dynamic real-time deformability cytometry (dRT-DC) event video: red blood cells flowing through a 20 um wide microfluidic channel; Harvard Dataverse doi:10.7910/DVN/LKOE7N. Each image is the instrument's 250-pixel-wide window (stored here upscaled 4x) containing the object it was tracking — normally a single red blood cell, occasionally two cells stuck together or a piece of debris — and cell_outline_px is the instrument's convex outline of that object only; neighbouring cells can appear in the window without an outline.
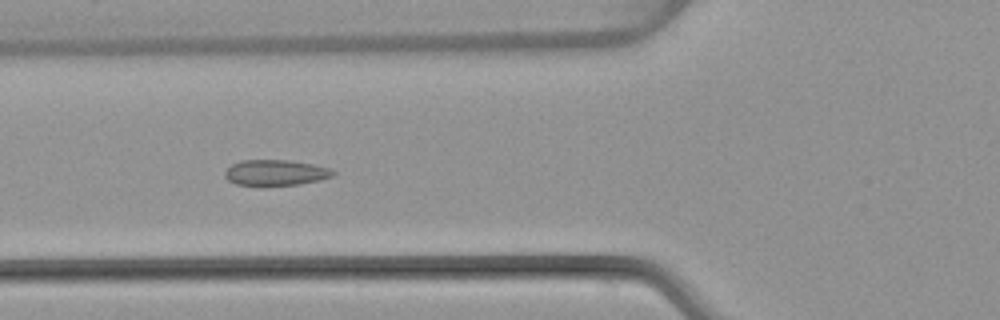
{"species": "common noctule bat (a hibernating species)", "species_latin": "Nyctalus noctula", "temperature_condition": "warm", "stored_images_in_passage": 38, "camera_frame_rate_fps": 3000, "um_per_image_px": 0.085, "animal": {"sex": "female", "body_mass_g": 22.7, "forearm_length_mm": 54.2}, "frame": {"image": 1, "passage_image": 6, "time_ms": 1.667, "image_size_px": [1000, 320], "cell_outline_px": [[336, 172], [332, 176], [320, 180], [296, 184], [260, 188], [236, 184], [228, 180], [224, 176], [224, 172], [232, 164], [240, 160], [288, 160], [312, 164], [328, 168]], "centroid_in_image_um": [23.36, 14.71], "position_along_channel_um": 102.4, "area_um2": 16.65}}
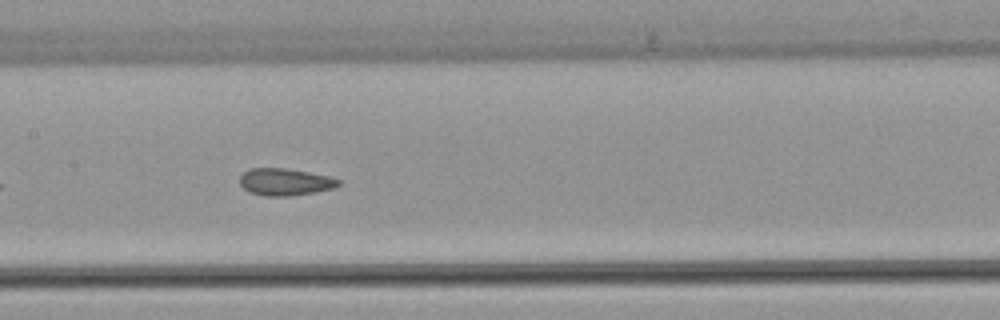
{"frame": {"image": 2, "passage_image": 12, "time_ms": 3.667, "image_size_px": [1000, 320], "cell_outline_px": [[340, 184], [332, 188], [316, 192], [288, 196], [264, 196], [248, 192], [240, 184], [240, 176], [248, 168], [284, 168], [308, 172], [328, 176], [340, 180]], "centroid_in_image_um": [24.19, 15.46], "position_along_channel_um": 183.2, "area_um2": 15.55}}
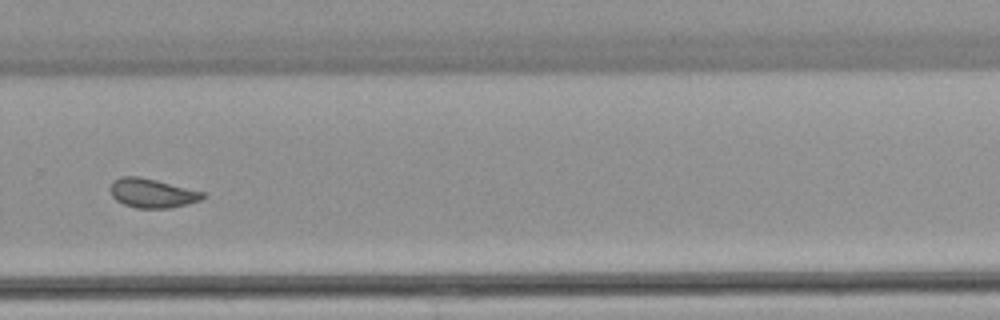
{"frame": {"image": 3, "passage_image": 22, "time_ms": 7.0, "image_size_px": [1000, 320], "cell_outline_px": [[204, 196], [200, 200], [188, 204], [168, 208], [136, 208], [124, 204], [116, 200], [112, 196], [108, 188], [112, 180], [120, 176], [140, 176], [204, 192]], "centroid_in_image_um": [12.87, 16.41], "position_along_channel_um": 316.9, "area_um2": 15.78}, "authors_computed_cell_mechanics": {"area_um2": 15.8372, "velocity_mm_per_s": 4.0359, "shape_relaxation_time_tau1_ms": null, "shape_relaxation_time_tau2_ms": 1.0323, "deformation_change_tau1": null, "deformation_change_tau2": 0.0449}}